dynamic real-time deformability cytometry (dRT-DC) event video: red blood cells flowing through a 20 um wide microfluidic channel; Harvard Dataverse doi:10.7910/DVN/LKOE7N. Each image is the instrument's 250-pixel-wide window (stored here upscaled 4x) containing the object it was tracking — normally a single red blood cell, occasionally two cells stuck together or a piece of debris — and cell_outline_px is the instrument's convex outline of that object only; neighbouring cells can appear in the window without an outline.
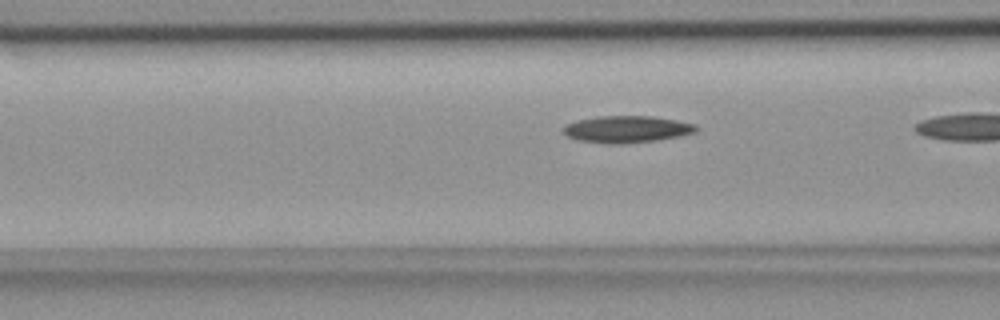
{"species": "common noctule bat (a hibernating species)", "species_latin": "Nyctalus noctula", "temperature_condition": "room temperature", "stored_images_in_passage": 10, "camera_frame_rate_fps": 3000, "um_per_image_px": 0.085, "animal": {"sex": "female", "body_mass_g": 18.4}, "frame": {"image": 1, "passage_image": 9, "time_ms": 2.667, "image_size_px": [1000, 320], "cell_outline_px": [[700, 128], [696, 132], [680, 136], [656, 140], [624, 144], [608, 144], [580, 140], [568, 136], [564, 132], [564, 128], [568, 124], [576, 120], [596, 116], [652, 116], [676, 120], [696, 124]], "centroid_in_image_um": [53.33, 10.98], "position_along_channel_um": 113.3, "area_um2": 20.81}}